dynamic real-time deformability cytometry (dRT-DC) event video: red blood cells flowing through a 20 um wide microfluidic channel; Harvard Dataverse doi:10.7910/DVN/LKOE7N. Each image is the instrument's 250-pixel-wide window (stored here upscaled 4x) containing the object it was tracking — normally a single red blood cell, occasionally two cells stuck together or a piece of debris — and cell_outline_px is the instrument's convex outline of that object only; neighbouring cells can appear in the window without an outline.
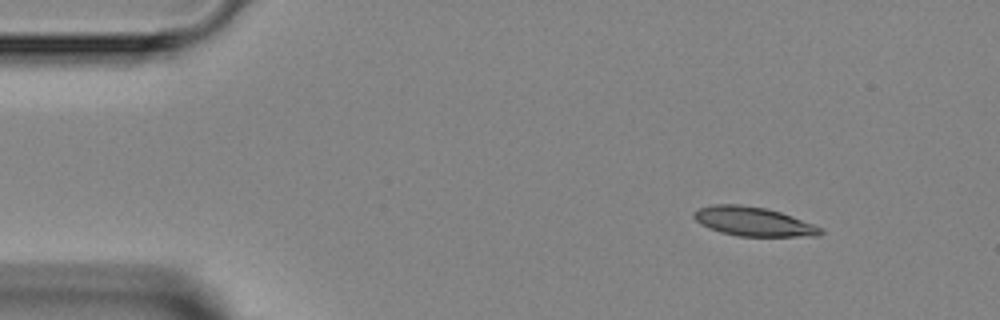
{"species": "Egyptian fruit bat (a non-hibernating species)", "species_latin": "Rousettus aegyptiacus", "temperature_condition": "room temperature", "stored_images_in_passage": 2, "camera_frame_rate_fps": 3000, "um_per_image_px": 0.085, "animal": {"sex": "female"}, "frame": {"image": 1, "passage_image": 1, "time_ms": 0.0, "image_size_px": [1000, 320], "cell_outline_px": [[824, 232], [820, 236], [736, 236], [720, 232], [708, 228], [700, 224], [692, 216], [692, 212], [700, 208], [712, 204], [740, 204], [764, 208], [780, 212], [792, 216], [824, 228]], "centroid_in_image_um": [64.03, 18.83], "position_along_channel_um": 21.0, "area_um2": 21.62}}